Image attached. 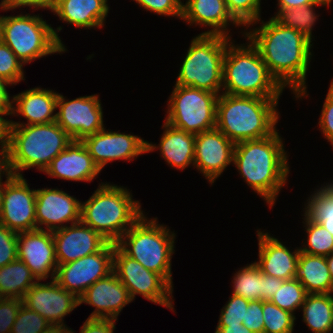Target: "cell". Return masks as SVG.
<instances>
[{"mask_svg":"<svg viewBox=\"0 0 333 333\" xmlns=\"http://www.w3.org/2000/svg\"><path fill=\"white\" fill-rule=\"evenodd\" d=\"M261 22L259 28L246 30L243 36L258 49L271 75L284 89L289 87L296 99L308 97L306 76L313 56L312 41L272 17Z\"/></svg>","mask_w":333,"mask_h":333,"instance_id":"obj_1","label":"cell"},{"mask_svg":"<svg viewBox=\"0 0 333 333\" xmlns=\"http://www.w3.org/2000/svg\"><path fill=\"white\" fill-rule=\"evenodd\" d=\"M278 130L262 139L235 144L233 165L247 185L273 207L290 173L288 154Z\"/></svg>","mask_w":333,"mask_h":333,"instance_id":"obj_2","label":"cell"},{"mask_svg":"<svg viewBox=\"0 0 333 333\" xmlns=\"http://www.w3.org/2000/svg\"><path fill=\"white\" fill-rule=\"evenodd\" d=\"M279 99L221 93L216 104V128L235 144L270 136L277 130Z\"/></svg>","mask_w":333,"mask_h":333,"instance_id":"obj_3","label":"cell"},{"mask_svg":"<svg viewBox=\"0 0 333 333\" xmlns=\"http://www.w3.org/2000/svg\"><path fill=\"white\" fill-rule=\"evenodd\" d=\"M128 190L101 182L87 201H81L80 221L108 242L116 243L145 214L140 202L134 200Z\"/></svg>","mask_w":333,"mask_h":333,"instance_id":"obj_4","label":"cell"},{"mask_svg":"<svg viewBox=\"0 0 333 333\" xmlns=\"http://www.w3.org/2000/svg\"><path fill=\"white\" fill-rule=\"evenodd\" d=\"M247 40L245 44L236 45L234 40L227 44L221 93L280 98L284 88L271 75L258 49Z\"/></svg>","mask_w":333,"mask_h":333,"instance_id":"obj_5","label":"cell"},{"mask_svg":"<svg viewBox=\"0 0 333 333\" xmlns=\"http://www.w3.org/2000/svg\"><path fill=\"white\" fill-rule=\"evenodd\" d=\"M59 124L21 125L11 127L8 165L10 173L22 176L30 168L44 172L51 161L72 142Z\"/></svg>","mask_w":333,"mask_h":333,"instance_id":"obj_6","label":"cell"},{"mask_svg":"<svg viewBox=\"0 0 333 333\" xmlns=\"http://www.w3.org/2000/svg\"><path fill=\"white\" fill-rule=\"evenodd\" d=\"M157 220V217L149 219L143 214L120 237L116 246L146 269L160 274L173 287L171 259L176 234Z\"/></svg>","mask_w":333,"mask_h":333,"instance_id":"obj_7","label":"cell"},{"mask_svg":"<svg viewBox=\"0 0 333 333\" xmlns=\"http://www.w3.org/2000/svg\"><path fill=\"white\" fill-rule=\"evenodd\" d=\"M61 30V26L53 29L39 14L0 15V39L23 64L65 52L67 49L58 34Z\"/></svg>","mask_w":333,"mask_h":333,"instance_id":"obj_8","label":"cell"},{"mask_svg":"<svg viewBox=\"0 0 333 333\" xmlns=\"http://www.w3.org/2000/svg\"><path fill=\"white\" fill-rule=\"evenodd\" d=\"M232 39L223 35L199 34L190 42L181 64L176 85L197 88L220 95L223 59Z\"/></svg>","mask_w":333,"mask_h":333,"instance_id":"obj_9","label":"cell"},{"mask_svg":"<svg viewBox=\"0 0 333 333\" xmlns=\"http://www.w3.org/2000/svg\"><path fill=\"white\" fill-rule=\"evenodd\" d=\"M218 94L176 85L168 99L165 122L189 133L199 134L216 127Z\"/></svg>","mask_w":333,"mask_h":333,"instance_id":"obj_10","label":"cell"},{"mask_svg":"<svg viewBox=\"0 0 333 333\" xmlns=\"http://www.w3.org/2000/svg\"><path fill=\"white\" fill-rule=\"evenodd\" d=\"M113 272L128 289L132 301L136 295L174 311L173 287L156 272L125 255L116 245L113 255Z\"/></svg>","mask_w":333,"mask_h":333,"instance_id":"obj_11","label":"cell"},{"mask_svg":"<svg viewBox=\"0 0 333 333\" xmlns=\"http://www.w3.org/2000/svg\"><path fill=\"white\" fill-rule=\"evenodd\" d=\"M115 245L116 243L109 242L99 252L66 264H59L54 280L79 298L96 281L113 272Z\"/></svg>","mask_w":333,"mask_h":333,"instance_id":"obj_12","label":"cell"},{"mask_svg":"<svg viewBox=\"0 0 333 333\" xmlns=\"http://www.w3.org/2000/svg\"><path fill=\"white\" fill-rule=\"evenodd\" d=\"M97 94L67 101L58 93L56 122L72 138L82 140L104 129L103 111Z\"/></svg>","mask_w":333,"mask_h":333,"instance_id":"obj_13","label":"cell"},{"mask_svg":"<svg viewBox=\"0 0 333 333\" xmlns=\"http://www.w3.org/2000/svg\"><path fill=\"white\" fill-rule=\"evenodd\" d=\"M36 189H30L24 176H6L0 224L21 233L37 229Z\"/></svg>","mask_w":333,"mask_h":333,"instance_id":"obj_14","label":"cell"},{"mask_svg":"<svg viewBox=\"0 0 333 333\" xmlns=\"http://www.w3.org/2000/svg\"><path fill=\"white\" fill-rule=\"evenodd\" d=\"M81 141L100 170L108 162L121 159L132 161L139 155L147 153V141L143 138L125 132L106 131V128Z\"/></svg>","mask_w":333,"mask_h":333,"instance_id":"obj_15","label":"cell"},{"mask_svg":"<svg viewBox=\"0 0 333 333\" xmlns=\"http://www.w3.org/2000/svg\"><path fill=\"white\" fill-rule=\"evenodd\" d=\"M23 304L39 313L52 326H63V318L79 305V298L62 288L54 279L47 283L37 281L25 294Z\"/></svg>","mask_w":333,"mask_h":333,"instance_id":"obj_16","label":"cell"},{"mask_svg":"<svg viewBox=\"0 0 333 333\" xmlns=\"http://www.w3.org/2000/svg\"><path fill=\"white\" fill-rule=\"evenodd\" d=\"M80 211L81 201L58 188L36 190L37 229L53 232L67 224L77 223L80 221Z\"/></svg>","mask_w":333,"mask_h":333,"instance_id":"obj_17","label":"cell"},{"mask_svg":"<svg viewBox=\"0 0 333 333\" xmlns=\"http://www.w3.org/2000/svg\"><path fill=\"white\" fill-rule=\"evenodd\" d=\"M17 254L38 281L49 276L52 280L55 278L58 263L51 231L35 229L18 233Z\"/></svg>","mask_w":333,"mask_h":333,"instance_id":"obj_18","label":"cell"},{"mask_svg":"<svg viewBox=\"0 0 333 333\" xmlns=\"http://www.w3.org/2000/svg\"><path fill=\"white\" fill-rule=\"evenodd\" d=\"M234 148L235 143L216 127L196 134L194 166L212 185L233 163Z\"/></svg>","mask_w":333,"mask_h":333,"instance_id":"obj_19","label":"cell"},{"mask_svg":"<svg viewBox=\"0 0 333 333\" xmlns=\"http://www.w3.org/2000/svg\"><path fill=\"white\" fill-rule=\"evenodd\" d=\"M56 260L66 264L101 251L109 242L81 221L52 232Z\"/></svg>","mask_w":333,"mask_h":333,"instance_id":"obj_20","label":"cell"},{"mask_svg":"<svg viewBox=\"0 0 333 333\" xmlns=\"http://www.w3.org/2000/svg\"><path fill=\"white\" fill-rule=\"evenodd\" d=\"M131 302L128 289L114 272L96 281L79 297V305L85 303L95 308L88 318L117 320L119 313Z\"/></svg>","mask_w":333,"mask_h":333,"instance_id":"obj_21","label":"cell"},{"mask_svg":"<svg viewBox=\"0 0 333 333\" xmlns=\"http://www.w3.org/2000/svg\"><path fill=\"white\" fill-rule=\"evenodd\" d=\"M101 172L80 140H73L45 169L51 178L68 181H93Z\"/></svg>","mask_w":333,"mask_h":333,"instance_id":"obj_22","label":"cell"},{"mask_svg":"<svg viewBox=\"0 0 333 333\" xmlns=\"http://www.w3.org/2000/svg\"><path fill=\"white\" fill-rule=\"evenodd\" d=\"M257 232L259 261H255L263 274L283 281L294 279L298 265L299 248L291 252L281 241L268 232Z\"/></svg>","mask_w":333,"mask_h":333,"instance_id":"obj_23","label":"cell"},{"mask_svg":"<svg viewBox=\"0 0 333 333\" xmlns=\"http://www.w3.org/2000/svg\"><path fill=\"white\" fill-rule=\"evenodd\" d=\"M181 20L190 26L211 27L201 34L223 35L231 38L228 26L242 27L229 13L225 0H186L182 4ZM230 23V24H229Z\"/></svg>","mask_w":333,"mask_h":333,"instance_id":"obj_24","label":"cell"},{"mask_svg":"<svg viewBox=\"0 0 333 333\" xmlns=\"http://www.w3.org/2000/svg\"><path fill=\"white\" fill-rule=\"evenodd\" d=\"M58 92L35 87L13 96L14 116H22L27 123L12 121V126L48 124L56 121Z\"/></svg>","mask_w":333,"mask_h":333,"instance_id":"obj_25","label":"cell"},{"mask_svg":"<svg viewBox=\"0 0 333 333\" xmlns=\"http://www.w3.org/2000/svg\"><path fill=\"white\" fill-rule=\"evenodd\" d=\"M162 128L164 131L158 146L147 141V153L159 149L160 156L169 166L179 170L190 165L194 167L196 135L175 128L167 122H164Z\"/></svg>","mask_w":333,"mask_h":333,"instance_id":"obj_26","label":"cell"},{"mask_svg":"<svg viewBox=\"0 0 333 333\" xmlns=\"http://www.w3.org/2000/svg\"><path fill=\"white\" fill-rule=\"evenodd\" d=\"M108 0H55L51 12L77 28H102L109 13Z\"/></svg>","mask_w":333,"mask_h":333,"instance_id":"obj_27","label":"cell"},{"mask_svg":"<svg viewBox=\"0 0 333 333\" xmlns=\"http://www.w3.org/2000/svg\"><path fill=\"white\" fill-rule=\"evenodd\" d=\"M294 279L299 280L308 294L333 293V281L326 256L299 253Z\"/></svg>","mask_w":333,"mask_h":333,"instance_id":"obj_28","label":"cell"},{"mask_svg":"<svg viewBox=\"0 0 333 333\" xmlns=\"http://www.w3.org/2000/svg\"><path fill=\"white\" fill-rule=\"evenodd\" d=\"M300 309L303 310V322L312 333L333 331V293L307 294Z\"/></svg>","mask_w":333,"mask_h":333,"instance_id":"obj_29","label":"cell"},{"mask_svg":"<svg viewBox=\"0 0 333 333\" xmlns=\"http://www.w3.org/2000/svg\"><path fill=\"white\" fill-rule=\"evenodd\" d=\"M37 281L29 267L18 258L0 268V293L4 298L23 300Z\"/></svg>","mask_w":333,"mask_h":333,"instance_id":"obj_30","label":"cell"},{"mask_svg":"<svg viewBox=\"0 0 333 333\" xmlns=\"http://www.w3.org/2000/svg\"><path fill=\"white\" fill-rule=\"evenodd\" d=\"M330 6L331 1L319 0L316 4H309L291 9H279L272 17L277 23L297 30L312 40V30L319 15L316 14L315 7Z\"/></svg>","mask_w":333,"mask_h":333,"instance_id":"obj_31","label":"cell"},{"mask_svg":"<svg viewBox=\"0 0 333 333\" xmlns=\"http://www.w3.org/2000/svg\"><path fill=\"white\" fill-rule=\"evenodd\" d=\"M304 207V215L322 224L333 236V182L316 189Z\"/></svg>","mask_w":333,"mask_h":333,"instance_id":"obj_32","label":"cell"},{"mask_svg":"<svg viewBox=\"0 0 333 333\" xmlns=\"http://www.w3.org/2000/svg\"><path fill=\"white\" fill-rule=\"evenodd\" d=\"M233 276L232 294L249 301H263V273L255 262L239 269Z\"/></svg>","mask_w":333,"mask_h":333,"instance_id":"obj_33","label":"cell"},{"mask_svg":"<svg viewBox=\"0 0 333 333\" xmlns=\"http://www.w3.org/2000/svg\"><path fill=\"white\" fill-rule=\"evenodd\" d=\"M303 224L307 236V242L299 247L301 252L310 255L328 256L333 253V236L322 224L307 218L304 215Z\"/></svg>","mask_w":333,"mask_h":333,"instance_id":"obj_34","label":"cell"},{"mask_svg":"<svg viewBox=\"0 0 333 333\" xmlns=\"http://www.w3.org/2000/svg\"><path fill=\"white\" fill-rule=\"evenodd\" d=\"M307 294L299 280H286L283 281L280 289L272 296L270 302L294 315V311L301 308Z\"/></svg>","mask_w":333,"mask_h":333,"instance_id":"obj_35","label":"cell"},{"mask_svg":"<svg viewBox=\"0 0 333 333\" xmlns=\"http://www.w3.org/2000/svg\"><path fill=\"white\" fill-rule=\"evenodd\" d=\"M264 333H293L296 316L270 301H262Z\"/></svg>","mask_w":333,"mask_h":333,"instance_id":"obj_36","label":"cell"},{"mask_svg":"<svg viewBox=\"0 0 333 333\" xmlns=\"http://www.w3.org/2000/svg\"><path fill=\"white\" fill-rule=\"evenodd\" d=\"M225 3L232 17L247 29L261 21V0H225Z\"/></svg>","mask_w":333,"mask_h":333,"instance_id":"obj_37","label":"cell"},{"mask_svg":"<svg viewBox=\"0 0 333 333\" xmlns=\"http://www.w3.org/2000/svg\"><path fill=\"white\" fill-rule=\"evenodd\" d=\"M52 325L39 313L21 305L11 333H43Z\"/></svg>","mask_w":333,"mask_h":333,"instance_id":"obj_38","label":"cell"},{"mask_svg":"<svg viewBox=\"0 0 333 333\" xmlns=\"http://www.w3.org/2000/svg\"><path fill=\"white\" fill-rule=\"evenodd\" d=\"M23 65L15 53L0 39V77L12 85H17L25 80Z\"/></svg>","mask_w":333,"mask_h":333,"instance_id":"obj_39","label":"cell"},{"mask_svg":"<svg viewBox=\"0 0 333 333\" xmlns=\"http://www.w3.org/2000/svg\"><path fill=\"white\" fill-rule=\"evenodd\" d=\"M250 301L241 296L231 294L221 310L217 326L238 325L245 319L246 309Z\"/></svg>","mask_w":333,"mask_h":333,"instance_id":"obj_40","label":"cell"},{"mask_svg":"<svg viewBox=\"0 0 333 333\" xmlns=\"http://www.w3.org/2000/svg\"><path fill=\"white\" fill-rule=\"evenodd\" d=\"M146 11L153 12L158 15L172 16L179 19L182 18L181 0H133Z\"/></svg>","mask_w":333,"mask_h":333,"instance_id":"obj_41","label":"cell"},{"mask_svg":"<svg viewBox=\"0 0 333 333\" xmlns=\"http://www.w3.org/2000/svg\"><path fill=\"white\" fill-rule=\"evenodd\" d=\"M17 238L18 233L0 224V268L18 258Z\"/></svg>","mask_w":333,"mask_h":333,"instance_id":"obj_42","label":"cell"},{"mask_svg":"<svg viewBox=\"0 0 333 333\" xmlns=\"http://www.w3.org/2000/svg\"><path fill=\"white\" fill-rule=\"evenodd\" d=\"M321 115L319 118V130H321L323 136L330 142L333 147V79L329 86L328 93L324 104L322 106Z\"/></svg>","mask_w":333,"mask_h":333,"instance_id":"obj_43","label":"cell"},{"mask_svg":"<svg viewBox=\"0 0 333 333\" xmlns=\"http://www.w3.org/2000/svg\"><path fill=\"white\" fill-rule=\"evenodd\" d=\"M22 304L23 300L18 298H4L0 302V333H11Z\"/></svg>","mask_w":333,"mask_h":333,"instance_id":"obj_44","label":"cell"},{"mask_svg":"<svg viewBox=\"0 0 333 333\" xmlns=\"http://www.w3.org/2000/svg\"><path fill=\"white\" fill-rule=\"evenodd\" d=\"M262 313V301H250L249 306L246 309L245 319H243V326L254 333H264V320Z\"/></svg>","mask_w":333,"mask_h":333,"instance_id":"obj_45","label":"cell"},{"mask_svg":"<svg viewBox=\"0 0 333 333\" xmlns=\"http://www.w3.org/2000/svg\"><path fill=\"white\" fill-rule=\"evenodd\" d=\"M116 319L87 318L82 325L80 333H114ZM70 328V333H74Z\"/></svg>","mask_w":333,"mask_h":333,"instance_id":"obj_46","label":"cell"},{"mask_svg":"<svg viewBox=\"0 0 333 333\" xmlns=\"http://www.w3.org/2000/svg\"><path fill=\"white\" fill-rule=\"evenodd\" d=\"M55 0H2L0 3V8L3 11L14 10L16 8L26 7L37 9H48L52 10Z\"/></svg>","mask_w":333,"mask_h":333,"instance_id":"obj_47","label":"cell"},{"mask_svg":"<svg viewBox=\"0 0 333 333\" xmlns=\"http://www.w3.org/2000/svg\"><path fill=\"white\" fill-rule=\"evenodd\" d=\"M13 86L4 78L0 77V115L13 116V97L10 96L7 86ZM12 98V99H11Z\"/></svg>","mask_w":333,"mask_h":333,"instance_id":"obj_48","label":"cell"},{"mask_svg":"<svg viewBox=\"0 0 333 333\" xmlns=\"http://www.w3.org/2000/svg\"><path fill=\"white\" fill-rule=\"evenodd\" d=\"M282 283L281 279L263 274V301H270Z\"/></svg>","mask_w":333,"mask_h":333,"instance_id":"obj_49","label":"cell"},{"mask_svg":"<svg viewBox=\"0 0 333 333\" xmlns=\"http://www.w3.org/2000/svg\"><path fill=\"white\" fill-rule=\"evenodd\" d=\"M12 120H7L0 115V148L7 153L10 149Z\"/></svg>","mask_w":333,"mask_h":333,"instance_id":"obj_50","label":"cell"},{"mask_svg":"<svg viewBox=\"0 0 333 333\" xmlns=\"http://www.w3.org/2000/svg\"><path fill=\"white\" fill-rule=\"evenodd\" d=\"M319 0H277L279 9H291L309 4H316Z\"/></svg>","mask_w":333,"mask_h":333,"instance_id":"obj_51","label":"cell"},{"mask_svg":"<svg viewBox=\"0 0 333 333\" xmlns=\"http://www.w3.org/2000/svg\"><path fill=\"white\" fill-rule=\"evenodd\" d=\"M215 333H254L243 324L228 325V326H216Z\"/></svg>","mask_w":333,"mask_h":333,"instance_id":"obj_52","label":"cell"},{"mask_svg":"<svg viewBox=\"0 0 333 333\" xmlns=\"http://www.w3.org/2000/svg\"><path fill=\"white\" fill-rule=\"evenodd\" d=\"M3 174V175H2ZM10 174L9 165H8V153L5 150H0V179L2 176Z\"/></svg>","mask_w":333,"mask_h":333,"instance_id":"obj_53","label":"cell"},{"mask_svg":"<svg viewBox=\"0 0 333 333\" xmlns=\"http://www.w3.org/2000/svg\"><path fill=\"white\" fill-rule=\"evenodd\" d=\"M43 333H70V328L63 326H51L47 331Z\"/></svg>","mask_w":333,"mask_h":333,"instance_id":"obj_54","label":"cell"},{"mask_svg":"<svg viewBox=\"0 0 333 333\" xmlns=\"http://www.w3.org/2000/svg\"><path fill=\"white\" fill-rule=\"evenodd\" d=\"M326 261H327L328 268H329V271H330L331 279L333 281V253L326 256Z\"/></svg>","mask_w":333,"mask_h":333,"instance_id":"obj_55","label":"cell"},{"mask_svg":"<svg viewBox=\"0 0 333 333\" xmlns=\"http://www.w3.org/2000/svg\"><path fill=\"white\" fill-rule=\"evenodd\" d=\"M2 179H0V213L3 206V199H4V189H5V182L2 183Z\"/></svg>","mask_w":333,"mask_h":333,"instance_id":"obj_56","label":"cell"},{"mask_svg":"<svg viewBox=\"0 0 333 333\" xmlns=\"http://www.w3.org/2000/svg\"><path fill=\"white\" fill-rule=\"evenodd\" d=\"M4 299V297L2 296V294L0 293V302Z\"/></svg>","mask_w":333,"mask_h":333,"instance_id":"obj_57","label":"cell"}]
</instances>
